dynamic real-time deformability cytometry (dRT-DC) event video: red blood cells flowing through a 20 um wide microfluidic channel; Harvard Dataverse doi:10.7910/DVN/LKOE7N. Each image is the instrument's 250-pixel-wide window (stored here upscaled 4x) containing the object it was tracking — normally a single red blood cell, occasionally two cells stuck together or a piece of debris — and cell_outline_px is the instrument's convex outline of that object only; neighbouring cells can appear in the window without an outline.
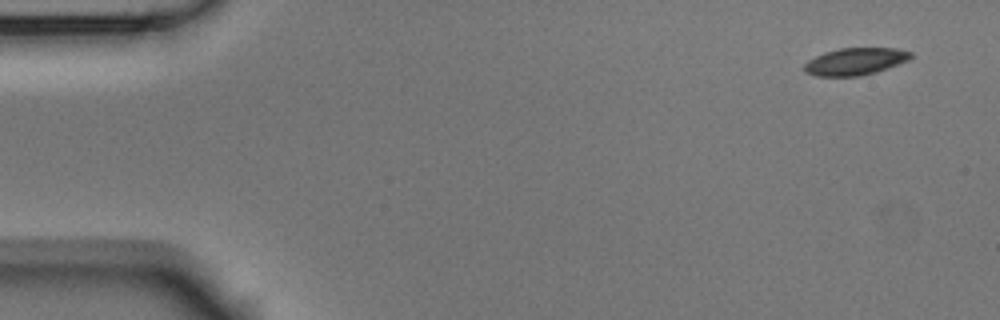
{"species": "Egyptian fruit bat (a non-hibernating species)", "species_latin": "Rousettus aegyptiacus", "temperature_condition": "room temperature", "stored_images_in_passage": 5, "camera_frame_rate_fps": 3000, "um_per_image_px": 0.085, "animal": {"sex": "male"}, "frame": {"image": 1, "passage_image": 1, "time_ms": 0.0, "image_size_px": [1000, 320], "cell_outline_px": [[912, 56], [908, 60], [876, 72], [860, 76], [816, 76], [804, 72], [804, 64], [808, 60], [824, 52], [840, 48], [896, 48], [912, 52]], "centroid_in_image_um": [72.67, 5.22], "position_along_channel_um": 12.3, "area_um2": 16.82}}
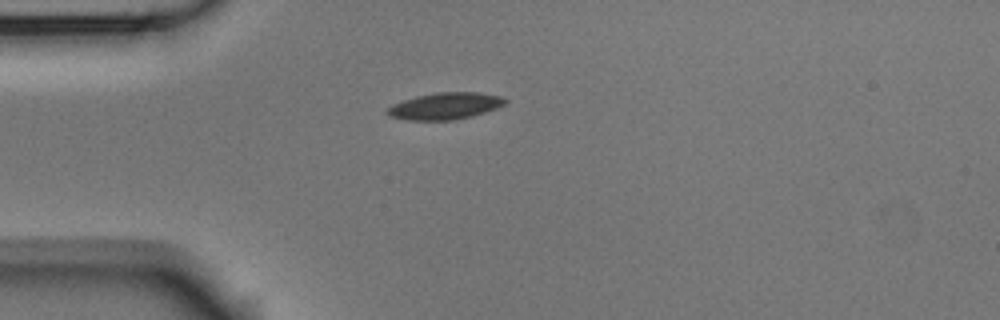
{"frame": {"image": 2, "passage_image": 4, "time_ms": 1.0, "image_size_px": [1000, 320], "cell_outline_px": [[508, 100], [504, 104], [496, 108], [472, 116], [456, 120], [408, 120], [388, 116], [384, 112], [392, 104], [416, 96], [436, 92], [476, 92], [504, 96]], "centroid_in_image_um": [37.83, 9.01], "position_along_channel_um": 47.2, "area_um2": 18.5}}